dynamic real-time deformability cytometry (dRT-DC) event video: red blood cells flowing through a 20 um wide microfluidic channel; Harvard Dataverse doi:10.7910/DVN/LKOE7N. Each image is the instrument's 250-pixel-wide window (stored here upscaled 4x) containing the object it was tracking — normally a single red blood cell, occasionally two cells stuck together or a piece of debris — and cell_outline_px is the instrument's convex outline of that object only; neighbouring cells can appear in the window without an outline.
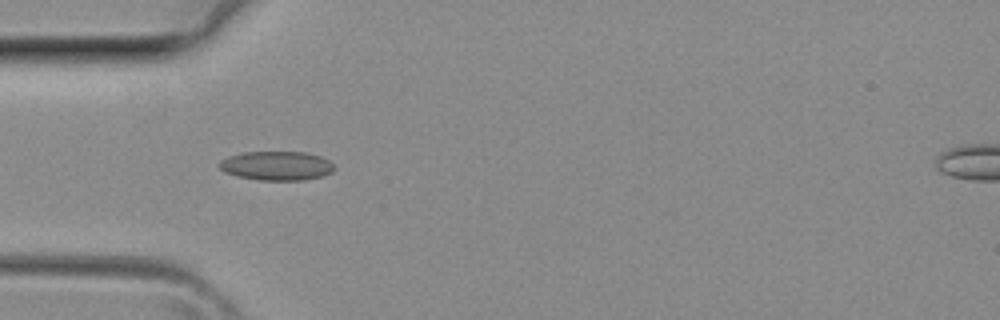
{"species": "common noctule bat (a hibernating species)", "species_latin": "Nyctalus noctula", "temperature_condition": "room temperature", "stored_images_in_passage": 38, "camera_frame_rate_fps": 3000, "um_per_image_px": 0.085, "animal": {"sex": "female", "body_mass_g": 29.2, "forearm_length_mm": 56.3}, "frame": {"image": 1, "passage_image": 11, "time_ms": 3.333, "image_size_px": [1000, 320], "cell_outline_px": [[336, 168], [332, 172], [324, 176], [304, 180], [256, 180], [236, 176], [224, 172], [216, 164], [220, 160], [228, 156], [240, 152], [304, 152], [320, 156], [328, 160]], "centroid_in_image_um": [23.48, 14.09], "position_along_channel_um": 61.5, "area_um2": 19.77}}
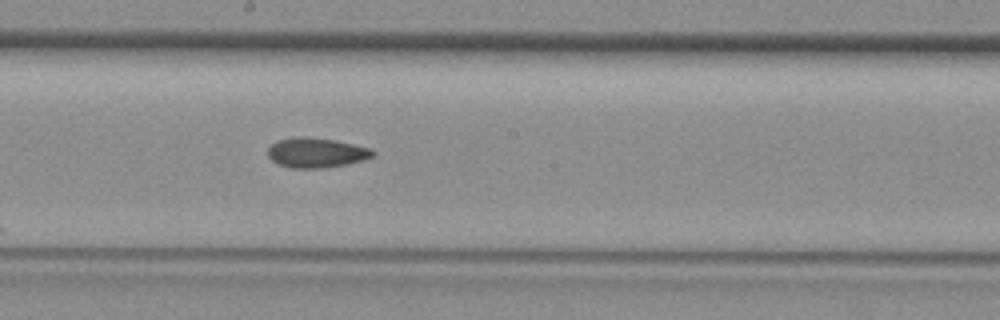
{"frame": {"image": 2, "passage_image": 20, "time_ms": 6.333, "image_size_px": [1000, 320], "cell_outline_px": [[376, 152], [372, 156], [364, 160], [344, 164], [320, 168], [292, 168], [280, 164], [272, 160], [268, 156], [268, 148], [276, 140], [292, 136], [308, 136], [336, 140], [372, 148]], "centroid_in_image_um": [26.88, 12.95], "position_along_channel_um": 221.3, "area_um2": 18.38}}
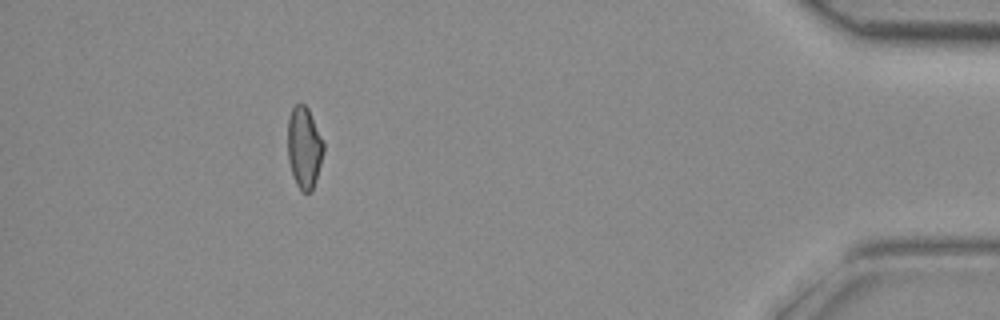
{"frame": {"image": 3, "passage_image": 34, "time_ms": 11.0, "image_size_px": [1000, 320], "cell_outline_px": [[324, 152], [312, 192], [300, 192], [296, 184], [288, 160], [288, 120], [292, 108], [296, 104], [304, 104], [308, 108], [324, 140]], "centroid_in_image_um": [25.87, 12.55], "position_along_channel_um": 409.3, "area_um2": 17.17}}